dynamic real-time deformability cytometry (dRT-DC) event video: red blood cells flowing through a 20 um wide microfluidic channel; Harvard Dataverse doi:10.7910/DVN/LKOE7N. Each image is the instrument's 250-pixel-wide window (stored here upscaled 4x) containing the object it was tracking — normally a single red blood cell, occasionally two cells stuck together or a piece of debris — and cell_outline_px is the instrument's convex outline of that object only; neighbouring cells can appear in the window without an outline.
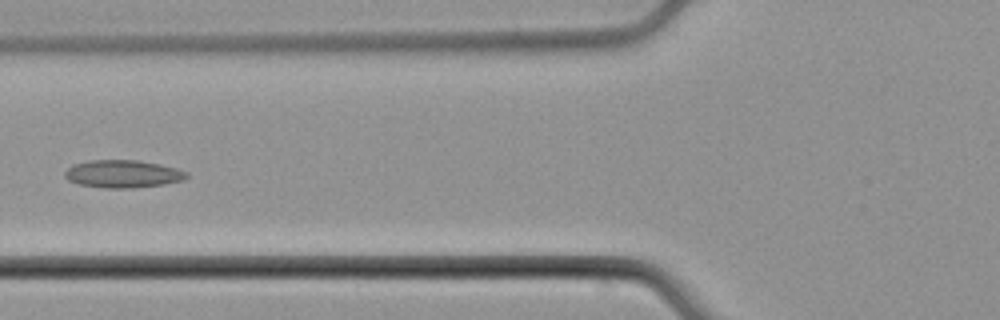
{"species": "common noctule bat (a hibernating species)", "species_latin": "Nyctalus noctula", "temperature_condition": "cold", "stored_images_in_passage": 8, "camera_frame_rate_fps": 3000, "um_per_image_px": 0.085, "animal": {"sex": "male", "body_mass_g": 21.5, "forearm_length_mm": 52.0}, "frame": {"image": 1, "passage_image": 7, "time_ms": 7.333, "image_size_px": [1000, 320], "cell_outline_px": [[188, 176], [184, 180], [164, 184], [132, 188], [104, 188], [80, 184], [68, 180], [64, 176], [64, 172], [72, 164], [88, 160], [140, 160], [160, 164], [176, 168], [188, 172]], "centroid_in_image_um": [10.44, 14.77], "position_along_channel_um": 115.4, "area_um2": 19.77}}
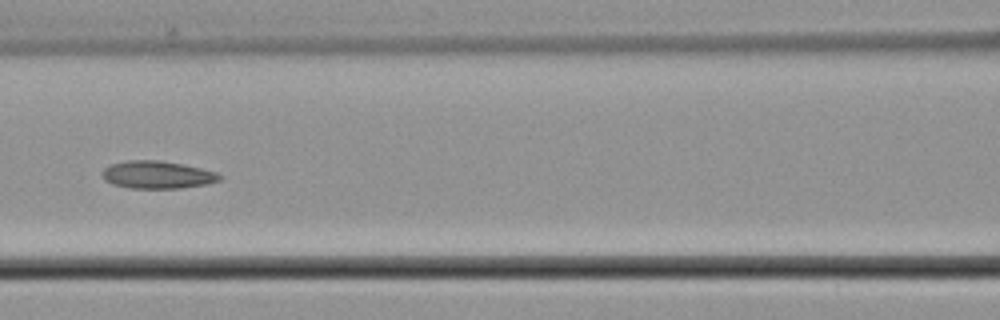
{"frame": {"image": 2, "passage_image": 8, "time_ms": 8.333, "image_size_px": [1000, 320], "cell_outline_px": [[224, 176], [220, 180], [204, 184], [180, 188], [132, 188], [112, 184], [104, 180], [100, 172], [104, 168], [112, 164], [128, 160], [160, 160], [184, 164], [216, 172]], "centroid_in_image_um": [13.35, 14.85], "position_along_channel_um": 153.2, "area_um2": 18.9}}